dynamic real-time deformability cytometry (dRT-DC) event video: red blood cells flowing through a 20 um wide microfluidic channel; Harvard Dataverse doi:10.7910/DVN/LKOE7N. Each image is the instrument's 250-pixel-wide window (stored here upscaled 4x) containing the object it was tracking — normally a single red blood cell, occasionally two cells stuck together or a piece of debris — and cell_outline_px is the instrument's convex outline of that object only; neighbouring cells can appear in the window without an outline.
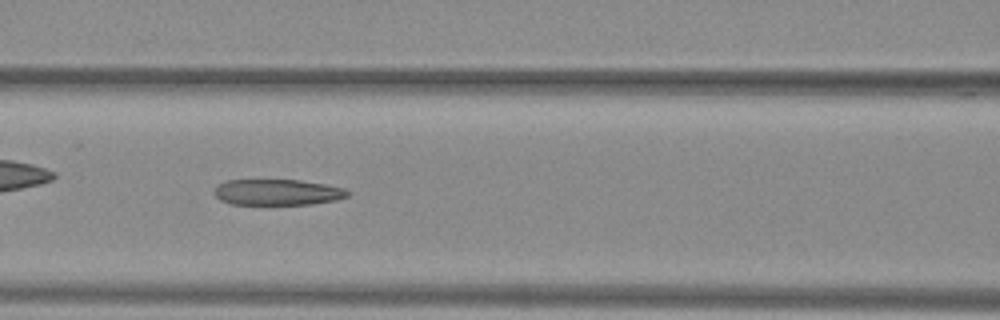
{"species": "common noctule bat (a hibernating species)", "species_latin": "Nyctalus noctula", "temperature_condition": "warm", "stored_images_in_passage": 43, "camera_frame_rate_fps": 3000, "um_per_image_px": 0.085, "animal": {"sex": "female", "body_mass_g": 29.2, "forearm_length_mm": 56.3}, "frame": {"image": 1, "passage_image": 23, "time_ms": 7.333, "image_size_px": [1000, 320], "cell_outline_px": [[348, 196], [336, 200], [312, 204], [232, 204], [220, 200], [212, 192], [220, 184], [228, 180], [300, 180], [324, 184], [344, 188], [348, 192]], "centroid_in_image_um": [23.58, 16.34], "position_along_channel_um": 143.0, "area_um2": 20.0}}
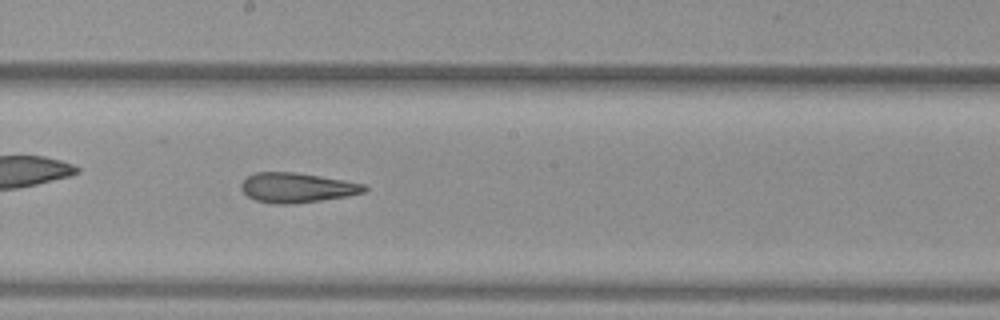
{"frame": {"image": 2, "passage_image": 29, "time_ms": 9.333, "image_size_px": [1000, 320], "cell_outline_px": [[368, 188], [364, 192], [348, 196], [292, 204], [276, 204], [256, 200], [248, 196], [240, 188], [240, 184], [248, 176], [256, 172], [296, 172], [344, 180], [364, 184]], "centroid_in_image_um": [25.23, 15.95], "position_along_channel_um": 223.0, "area_um2": 21.27}}
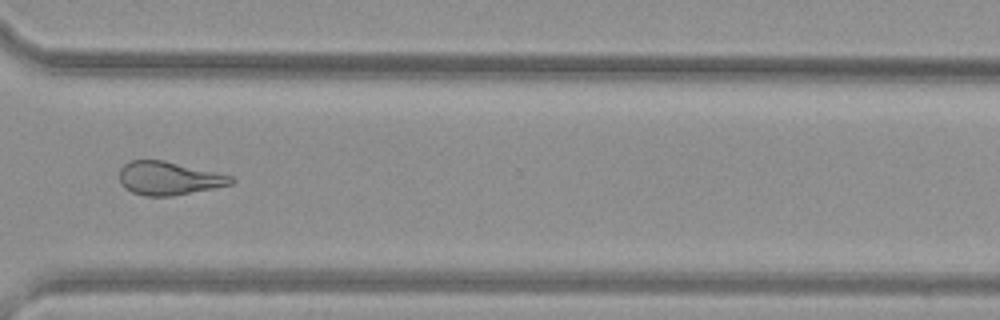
{"frame": {"image": 3, "passage_image": 39, "time_ms": 12.667, "image_size_px": [1000, 320], "cell_outline_px": [[236, 180], [232, 184], [172, 196], [144, 196], [132, 192], [124, 188], [120, 184], [120, 168], [128, 160], [164, 160], [232, 176]], "centroid_in_image_um": [14.31, 15.15], "position_along_channel_um": 356.3, "area_um2": 21.68}}